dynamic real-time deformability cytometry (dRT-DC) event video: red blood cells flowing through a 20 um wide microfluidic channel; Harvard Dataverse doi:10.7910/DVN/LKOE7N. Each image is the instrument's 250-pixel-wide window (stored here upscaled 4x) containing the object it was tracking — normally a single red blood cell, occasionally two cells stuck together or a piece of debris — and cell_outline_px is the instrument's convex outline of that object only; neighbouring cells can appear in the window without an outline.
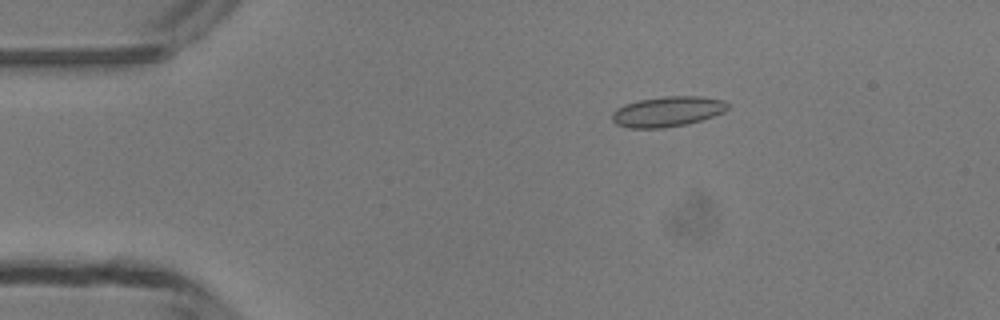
{"species": "common noctule bat (a hibernating species)", "species_latin": "Nyctalus noctula", "temperature_condition": "room temperature", "stored_images_in_passage": 49, "camera_frame_rate_fps": 3000, "um_per_image_px": 0.085, "animal": {"sex": "male", "body_mass_g": 13.3}, "frame": {"image": 1, "passage_image": 9, "time_ms": 2.667, "image_size_px": [1000, 320], "cell_outline_px": [[728, 108], [724, 112], [688, 124], [664, 128], [628, 128], [616, 124], [612, 120], [612, 112], [616, 108], [624, 104], [640, 100], [664, 96], [700, 96], [724, 100], [728, 104]], "centroid_in_image_um": [56.72, 9.48], "position_along_channel_um": 28.3, "area_um2": 20.46}}
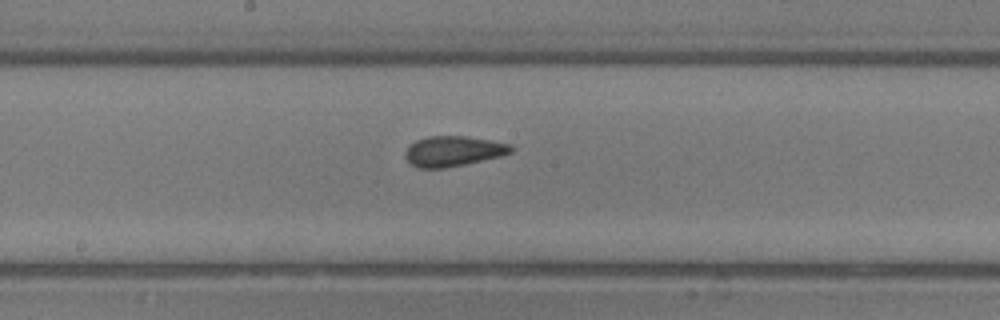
{"frame": {"image": 2, "passage_image": 26, "time_ms": 8.333, "image_size_px": [1000, 320], "cell_outline_px": [[512, 152], [500, 156], [464, 164], [444, 168], [420, 168], [412, 164], [404, 156], [404, 152], [408, 144], [416, 140], [428, 136], [464, 136], [512, 144]], "centroid_in_image_um": [38.48, 12.84], "position_along_channel_um": 209.7, "area_um2": 18.55}}
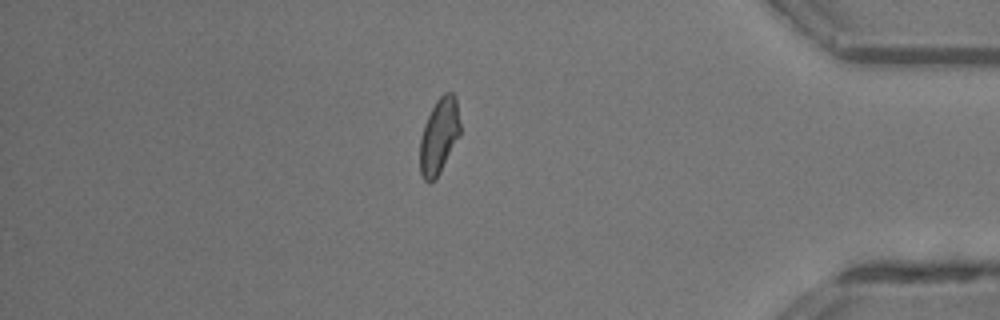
{"frame": {"image": 3, "passage_image": 42, "time_ms": 13.667, "image_size_px": [1000, 320], "cell_outline_px": [[460, 136], [440, 172], [428, 184], [424, 180], [420, 172], [420, 136], [424, 124], [436, 100], [444, 92], [452, 92], [456, 96], [460, 124]], "centroid_in_image_um": [37.32, 11.54], "position_along_channel_um": 397.9, "area_um2": 17.8}, "authors_computed_cell_mechanics": {"area_um2": 18.6694, "velocity_mm_per_s": 4.2178, "shape_relaxation_time_tau1_ms": 7.5232, "shape_relaxation_time_tau2_ms": 1.0342, "deformation_change_tau1": 0.1294, "deformation_change_tau2": 0.0489}}